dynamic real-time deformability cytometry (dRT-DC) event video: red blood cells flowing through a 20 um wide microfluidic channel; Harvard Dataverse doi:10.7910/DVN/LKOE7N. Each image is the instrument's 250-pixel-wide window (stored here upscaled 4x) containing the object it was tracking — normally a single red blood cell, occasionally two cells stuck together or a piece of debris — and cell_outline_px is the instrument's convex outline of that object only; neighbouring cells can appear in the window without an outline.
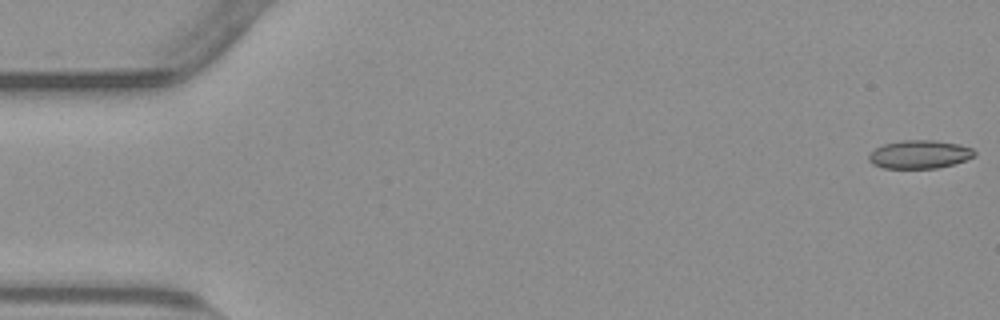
{"species": "common noctule bat (a hibernating species)", "species_latin": "Nyctalus noctula", "temperature_condition": "warm", "stored_images_in_passage": 55, "camera_frame_rate_fps": 3000, "um_per_image_px": 0.085, "animal": {"sex": "male", "body_mass_g": 23.1, "forearm_length_mm": 52.7}, "frame": {"image": 1, "passage_image": 1, "time_ms": 0.0, "image_size_px": [1000, 320], "cell_outline_px": [[976, 156], [952, 164], [936, 168], [880, 168], [872, 164], [868, 160], [868, 156], [876, 148], [884, 144], [904, 140], [936, 140], [960, 144], [972, 148], [976, 152]], "centroid_in_image_um": [78.16, 13.12], "position_along_channel_um": 6.8, "area_um2": 17.46}}
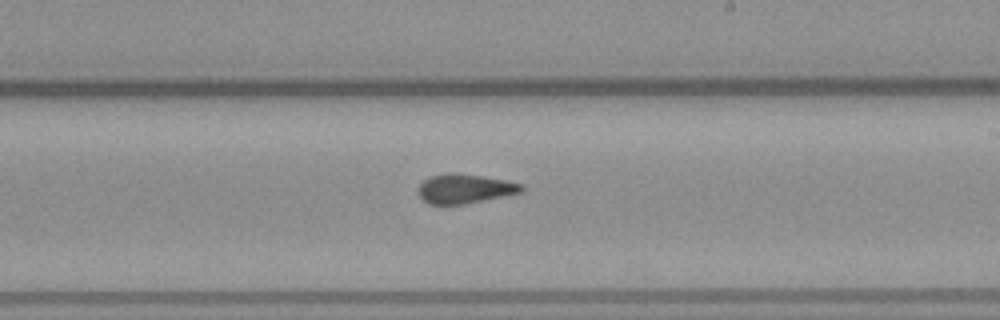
{"frame": {"image": 2, "passage_image": 32, "time_ms": 10.333, "image_size_px": [1000, 320], "cell_outline_px": [[524, 188], [520, 192], [460, 204], [428, 204], [420, 196], [416, 188], [424, 180], [432, 176], [452, 172], [480, 176], [504, 180], [524, 184]], "centroid_in_image_um": [39.45, 16.03], "position_along_channel_um": 249.5, "area_um2": 17.17}}
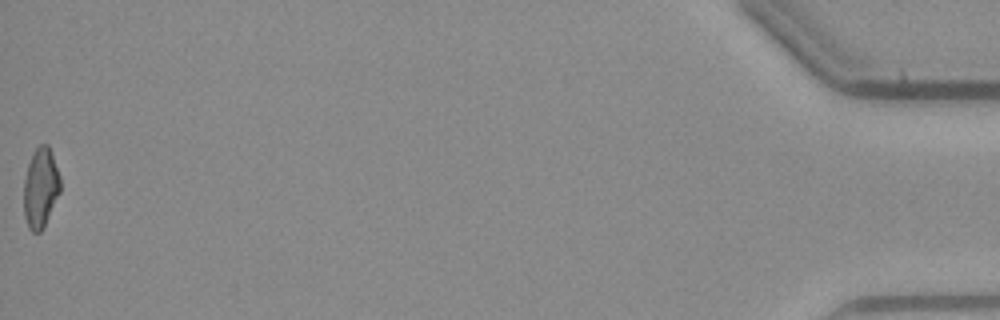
{"frame": {"image": 3, "passage_image": 55, "time_ms": 18.0, "image_size_px": [1000, 320], "cell_outline_px": [[60, 192], [44, 228], [40, 232], [32, 232], [28, 228], [24, 216], [24, 180], [28, 164], [36, 148], [40, 144], [48, 144], [60, 176]], "centroid_in_image_um": [3.45, 16.0], "position_along_channel_um": 431.8, "area_um2": 16.99}, "authors_computed_cell_mechanics": {"area_um2": 17.5712, "velocity_mm_per_s": 3.8, "shape_relaxation_time_tau1_ms": 8.2875, "shape_relaxation_time_tau2_ms": 1.501, "deformation_change_tau1": 0.1847, "deformation_change_tau2": 0.0843}}